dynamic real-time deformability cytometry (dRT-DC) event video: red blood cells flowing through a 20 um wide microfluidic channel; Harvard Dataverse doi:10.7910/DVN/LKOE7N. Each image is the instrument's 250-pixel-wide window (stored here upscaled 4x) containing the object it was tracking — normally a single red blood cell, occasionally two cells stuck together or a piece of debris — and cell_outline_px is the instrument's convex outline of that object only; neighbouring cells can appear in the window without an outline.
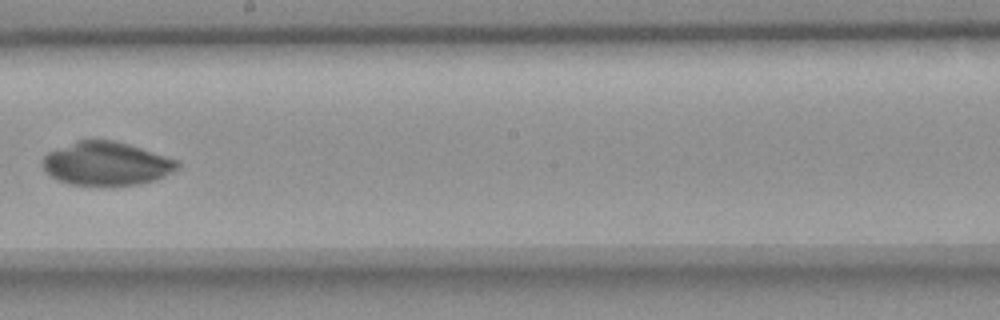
{"species": "common noctule bat (a hibernating species)", "species_latin": "Nyctalus noctula", "temperature_condition": "room temperature", "stored_images_in_passage": 8, "camera_frame_rate_fps": 3000, "um_per_image_px": 0.085, "animal": {"sex": "female", "body_mass_g": 18.4}, "frame": {"image": 1, "passage_image": 8, "time_ms": 9.0, "image_size_px": [1000, 320], "cell_outline_px": [[180, 168], [156, 180], [140, 184], [68, 184], [52, 176], [44, 168], [44, 156], [48, 152], [76, 140], [116, 140], [180, 160]], "centroid_in_image_um": [9.11, 13.88], "position_along_channel_um": 239.1, "area_um2": 33.87}}